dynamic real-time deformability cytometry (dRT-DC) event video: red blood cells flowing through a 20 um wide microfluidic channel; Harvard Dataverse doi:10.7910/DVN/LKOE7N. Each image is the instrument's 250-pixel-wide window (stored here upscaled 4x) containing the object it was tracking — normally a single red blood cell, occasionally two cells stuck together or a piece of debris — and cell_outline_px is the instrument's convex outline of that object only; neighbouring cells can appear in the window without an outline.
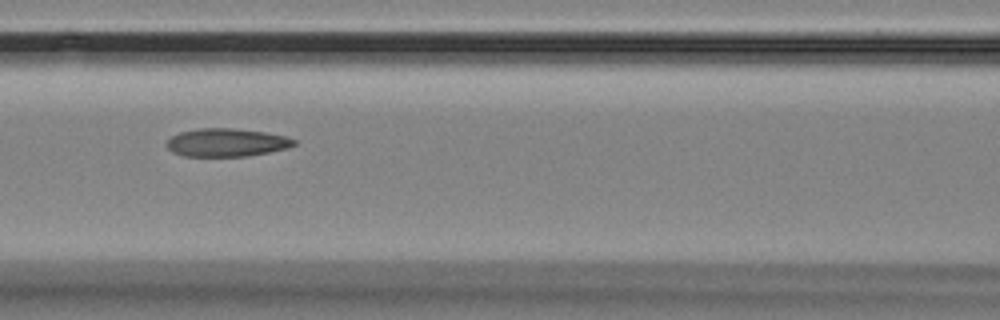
{"species": "Egyptian fruit bat (a non-hibernating species)", "species_latin": "Rousettus aegyptiacus", "temperature_condition": "room temperature", "stored_images_in_passage": 11, "camera_frame_rate_fps": 3000, "um_per_image_px": 0.085, "animal": {"sex": "female"}, "frame": {"image": 1, "passage_image": 8, "time_ms": 8.0, "image_size_px": [1000, 320], "cell_outline_px": [[296, 144], [288, 148], [248, 156], [184, 156], [172, 152], [164, 144], [172, 136], [180, 132], [196, 128], [232, 128], [264, 132], [288, 136], [296, 140]], "centroid_in_image_um": [19.26, 12.11], "position_along_channel_um": 147.3, "area_um2": 20.98}}
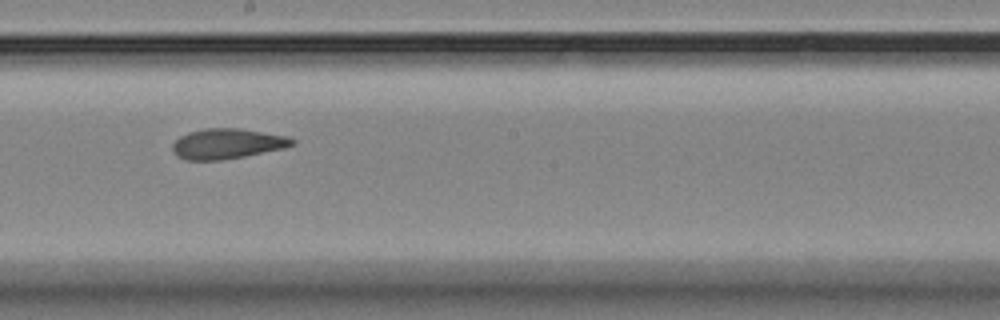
{"frame": {"image": 2, "passage_image": 10, "time_ms": 10.333, "image_size_px": [1000, 320], "cell_outline_px": [[296, 144], [284, 148], [244, 156], [220, 160], [184, 160], [176, 156], [172, 148], [172, 144], [180, 136], [188, 132], [204, 128], [240, 128], [288, 136], [296, 140]], "centroid_in_image_um": [19.31, 12.21], "position_along_channel_um": 228.9, "area_um2": 21.21}}
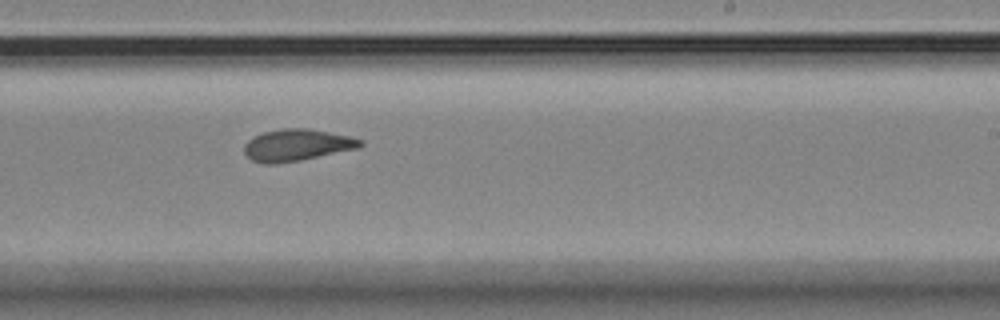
{"frame": {"image": 3, "passage_image": 11, "time_ms": 11.333, "image_size_px": [1000, 320], "cell_outline_px": [[364, 144], [360, 148], [300, 160], [276, 164], [264, 164], [252, 160], [244, 152], [244, 144], [252, 136], [264, 132], [284, 128], [308, 128], [352, 136], [364, 140]], "centroid_in_image_um": [25.27, 12.32], "position_along_channel_um": 263.7, "area_um2": 21.73}}